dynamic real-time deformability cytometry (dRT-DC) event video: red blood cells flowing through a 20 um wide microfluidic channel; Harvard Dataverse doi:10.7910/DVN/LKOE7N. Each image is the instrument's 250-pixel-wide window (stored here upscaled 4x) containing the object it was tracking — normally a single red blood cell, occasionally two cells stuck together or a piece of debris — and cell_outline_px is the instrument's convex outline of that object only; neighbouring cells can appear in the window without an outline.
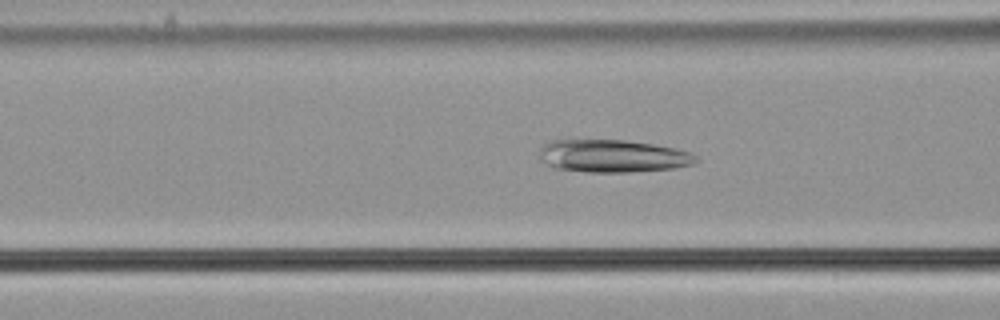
{"species": "common noctule bat (a hibernating species)", "species_latin": "Nyctalus noctula", "temperature_condition": "cold", "stored_images_in_passage": 51, "camera_frame_rate_fps": 3000, "um_per_image_px": 0.085, "animal": {"sex": "male", "body_mass_g": 21.5, "forearm_length_mm": 52.0}, "frame": {"image": 1, "passage_image": 17, "time_ms": 5.333, "image_size_px": [1000, 320], "cell_outline_px": [[700, 160], [692, 164], [676, 168], [628, 172], [588, 172], [552, 168], [540, 160], [540, 148], [544, 144], [552, 140], [624, 140], [652, 144], [676, 148], [692, 152]], "centroid_in_image_um": [52.09, 13.27], "position_along_channel_um": 114.5, "area_um2": 30.0}}
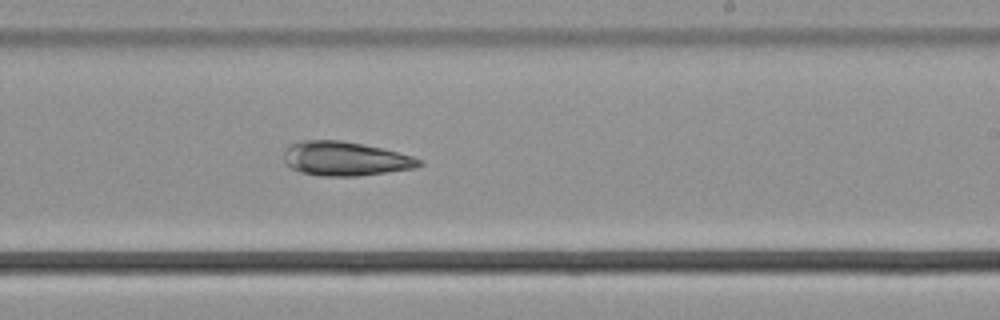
{"frame": {"image": 2, "passage_image": 29, "time_ms": 9.333, "image_size_px": [1000, 320], "cell_outline_px": [[424, 164], [416, 168], [356, 176], [320, 176], [300, 172], [292, 168], [284, 160], [284, 152], [292, 144], [300, 140], [340, 140], [364, 144], [384, 148], [412, 156], [424, 160]], "centroid_in_image_um": [29.39, 13.48], "position_along_channel_um": 259.6, "area_um2": 26.99}}
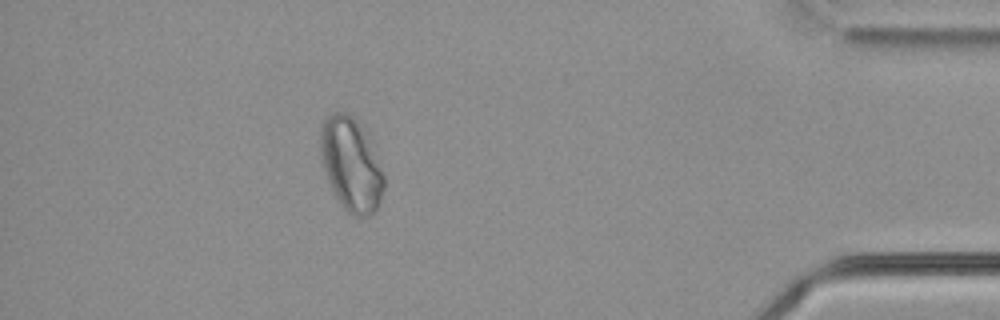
{"frame": {"image": 3, "passage_image": 45, "time_ms": 14.667, "image_size_px": [1000, 320], "cell_outline_px": [[384, 188], [376, 212], [368, 216], [352, 216], [336, 200], [320, 160], [320, 124], [324, 116], [332, 112], [348, 112], [356, 116], [364, 124], [368, 132], [384, 176]], "centroid_in_image_um": [29.83, 13.9], "position_along_channel_um": 405.4, "area_um2": 35.72}}